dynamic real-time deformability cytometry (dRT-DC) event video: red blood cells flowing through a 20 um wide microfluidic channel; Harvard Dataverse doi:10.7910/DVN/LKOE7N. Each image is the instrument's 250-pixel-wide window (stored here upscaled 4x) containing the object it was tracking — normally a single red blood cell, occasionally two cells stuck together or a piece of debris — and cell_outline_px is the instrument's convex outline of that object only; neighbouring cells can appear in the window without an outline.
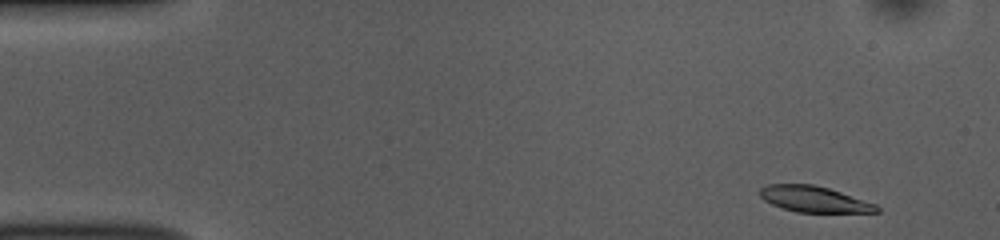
{"species": "common noctule bat (a hibernating species)", "species_latin": "Nyctalus noctula", "temperature_condition": "room temperature", "stored_images_in_passage": 50, "camera_frame_rate_fps": 3000, "um_per_image_px": 0.085, "animal": {"sex": "female", "body_mass_g": 10.0, "forearm_length_mm": 53.1}, "frame": {"image": 1, "passage_image": 2, "time_ms": 0.333, "image_size_px": [1000, 240], "cell_outline_px": [[880, 212], [796, 212], [772, 204], [764, 200], [760, 196], [760, 188], [768, 184], [812, 184], [828, 188], [876, 204], [880, 208]], "centroid_in_image_um": [69.19, 16.93], "position_along_channel_um": 15.8, "area_um2": 17.46}}
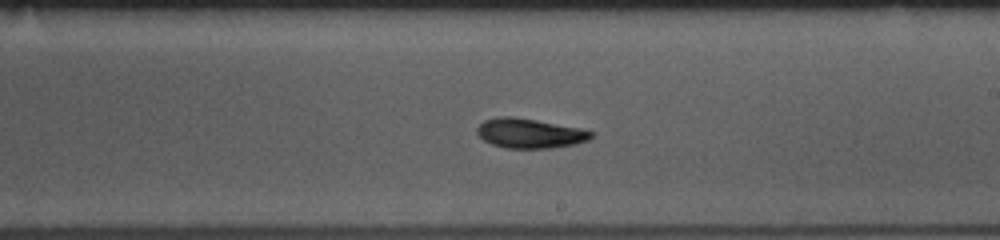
{"frame": {"image": 2, "passage_image": 28, "time_ms": 9.0, "image_size_px": [1000, 240], "cell_outline_px": [[596, 132], [588, 140], [576, 144], [552, 148], [504, 148], [492, 144], [484, 140], [476, 132], [476, 128], [484, 120], [500, 116], [512, 116], [536, 120], [580, 128]], "centroid_in_image_um": [45.04, 11.33], "position_along_channel_um": 244.0, "area_um2": 19.77}}
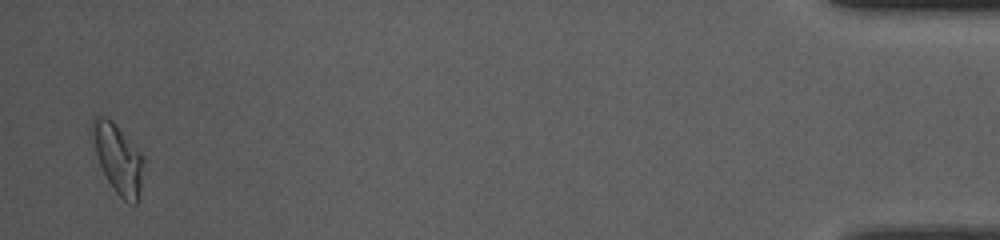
{"frame": {"image": 3, "passage_image": 49, "time_ms": 16.0, "image_size_px": [1000, 240], "cell_outline_px": [[144, 160], [140, 192], [136, 204], [132, 204], [124, 200], [116, 192], [108, 180], [100, 164], [88, 132], [92, 120], [96, 116], [100, 116], [112, 120], [144, 156]], "centroid_in_image_um": [10.01, 13.44], "position_along_channel_um": 425.2, "area_um2": 20.69}, "authors_computed_cell_mechanics": {"area_um2": 19.1607, "velocity_mm_per_s": 3.7999, "shape_relaxation_time_tau1_ms": 4.3585, "shape_relaxation_time_tau2_ms": 7.0558, "deformation_change_tau1": 0.1652, "deformation_change_tau2": 0.1503}}